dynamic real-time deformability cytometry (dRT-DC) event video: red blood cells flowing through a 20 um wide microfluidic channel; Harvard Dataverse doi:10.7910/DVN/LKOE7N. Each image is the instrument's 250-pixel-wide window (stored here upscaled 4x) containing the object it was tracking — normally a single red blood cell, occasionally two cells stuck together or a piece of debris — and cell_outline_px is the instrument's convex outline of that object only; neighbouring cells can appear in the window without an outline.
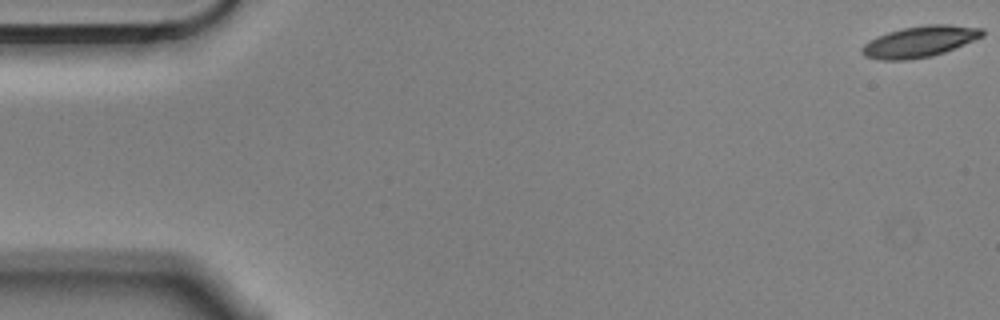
{"species": "Egyptian fruit bat (a non-hibernating species)", "species_latin": "Rousettus aegyptiacus", "temperature_condition": "cold", "stored_images_in_passage": 3, "camera_frame_rate_fps": 3000, "um_per_image_px": 0.085, "animal": {"sex": "male"}, "frame": {"image": 1, "passage_image": 1, "time_ms": 0.0, "image_size_px": [1000, 320], "cell_outline_px": [[984, 36], [944, 52], [932, 56], [908, 60], [880, 60], [864, 56], [860, 52], [860, 48], [868, 40], [876, 36], [888, 32], [904, 28], [924, 24], [948, 24], [984, 28]], "centroid_in_image_um": [78.15, 3.53], "position_along_channel_um": 6.9, "area_um2": 22.02}}